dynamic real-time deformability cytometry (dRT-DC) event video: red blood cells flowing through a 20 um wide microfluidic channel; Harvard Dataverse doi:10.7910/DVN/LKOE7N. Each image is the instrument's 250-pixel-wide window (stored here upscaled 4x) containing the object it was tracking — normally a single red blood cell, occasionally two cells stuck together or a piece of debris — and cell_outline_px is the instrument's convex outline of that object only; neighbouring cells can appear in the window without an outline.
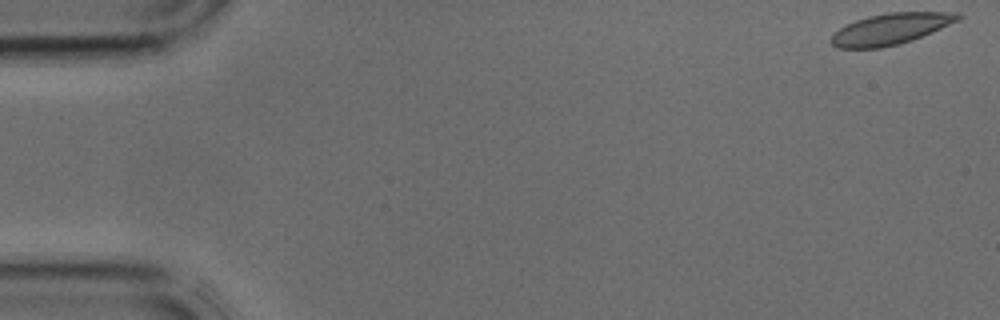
{"species": "common noctule bat (a hibernating species)", "species_latin": "Nyctalus noctula", "temperature_condition": "cold", "stored_images_in_passage": 7, "camera_frame_rate_fps": 3000, "um_per_image_px": 0.085, "animal": {"sex": "male", "body_mass_g": 17.9, "forearm_length_mm": 54.2}, "frame": {"image": 1, "passage_image": 1, "time_ms": 0.0, "image_size_px": [1000, 320], "cell_outline_px": [[960, 20], [932, 32], [912, 40], [900, 44], [880, 48], [836, 48], [832, 44], [832, 36], [840, 28], [856, 20], [868, 16], [888, 12], [960, 12]], "centroid_in_image_um": [75.73, 2.45], "position_along_channel_um": 9.3, "area_um2": 22.89}}